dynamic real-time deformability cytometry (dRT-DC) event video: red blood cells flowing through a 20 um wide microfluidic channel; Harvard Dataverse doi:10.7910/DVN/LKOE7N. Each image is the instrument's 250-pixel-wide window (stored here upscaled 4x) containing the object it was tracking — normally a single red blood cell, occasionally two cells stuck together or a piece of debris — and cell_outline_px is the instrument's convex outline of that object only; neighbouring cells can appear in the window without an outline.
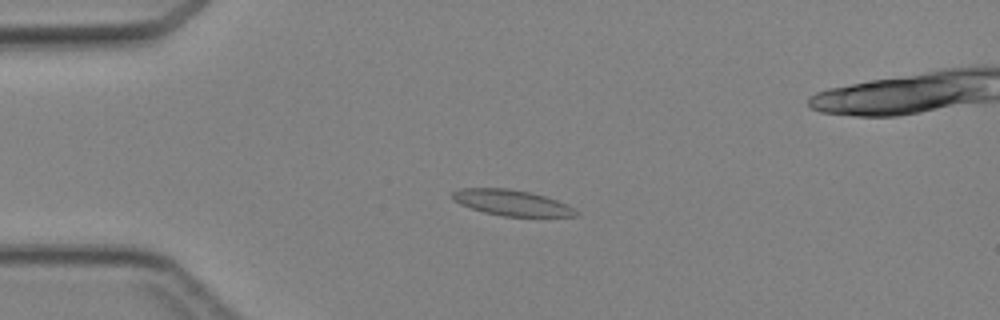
{"species": "Egyptian fruit bat (a non-hibernating species)", "species_latin": "Rousettus aegyptiacus", "temperature_condition": "cold", "stored_images_in_passage": 47, "camera_frame_rate_fps": 3000, "um_per_image_px": 0.085, "animal": {"sex": "female"}, "frame": {"image": 1, "passage_image": 11, "time_ms": 3.333, "image_size_px": [1000, 320], "cell_outline_px": [[580, 216], [504, 216], [484, 212], [460, 204], [452, 200], [452, 192], [460, 188], [508, 188], [532, 192], [568, 204], [580, 212]], "centroid_in_image_um": [43.52, 17.22], "position_along_channel_um": 41.5, "area_um2": 18.61}}
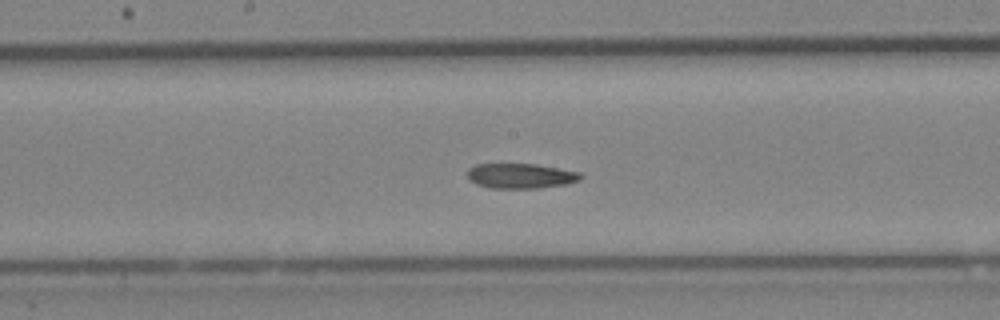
{"frame": {"image": 2, "passage_image": 24, "time_ms": 7.667, "image_size_px": [1000, 320], "cell_outline_px": [[584, 176], [580, 180], [564, 184], [540, 188], [492, 188], [476, 184], [468, 180], [468, 168], [476, 164], [536, 164], [580, 172]], "centroid_in_image_um": [44.25, 14.95], "position_along_channel_um": 204.0, "area_um2": 16.53}}
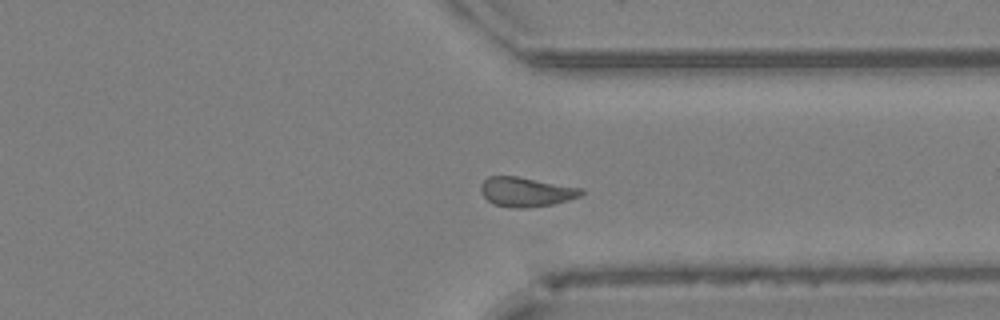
{"frame": {"image": 3, "passage_image": 35, "time_ms": 11.333, "image_size_px": [1000, 320], "cell_outline_px": [[584, 192], [580, 196], [568, 200], [552, 204], [524, 208], [516, 208], [492, 204], [480, 192], [480, 184], [488, 176], [516, 176], [584, 188]], "centroid_in_image_um": [44.71, 16.3], "position_along_channel_um": 366.7, "area_um2": 17.28}}